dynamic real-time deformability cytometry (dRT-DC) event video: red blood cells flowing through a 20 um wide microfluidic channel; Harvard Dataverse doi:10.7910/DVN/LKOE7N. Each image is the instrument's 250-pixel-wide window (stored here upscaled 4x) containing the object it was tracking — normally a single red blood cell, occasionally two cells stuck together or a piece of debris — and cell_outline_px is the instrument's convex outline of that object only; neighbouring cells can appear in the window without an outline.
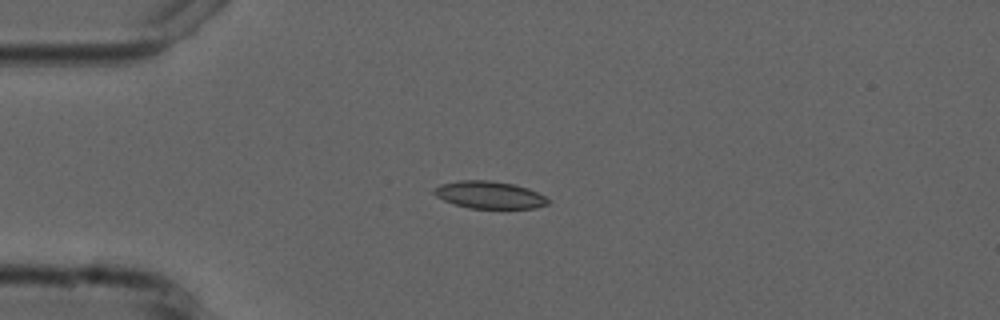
{"species": "common noctule bat (a hibernating species)", "species_latin": "Nyctalus noctula", "temperature_condition": "cold", "stored_images_in_passage": 8, "camera_frame_rate_fps": 3000, "um_per_image_px": 0.085, "animal": {"sex": "male", "forearm_length_mm": 52.5}, "frame": {"image": 1, "passage_image": 4, "time_ms": 4.333, "image_size_px": [1000, 320], "cell_outline_px": [[548, 204], [536, 208], [468, 208], [444, 200], [436, 196], [432, 192], [432, 188], [440, 184], [460, 180], [492, 180], [512, 184], [528, 188], [544, 196], [548, 200]], "centroid_in_image_um": [41.56, 16.56], "position_along_channel_um": 43.4, "area_um2": 18.09}}
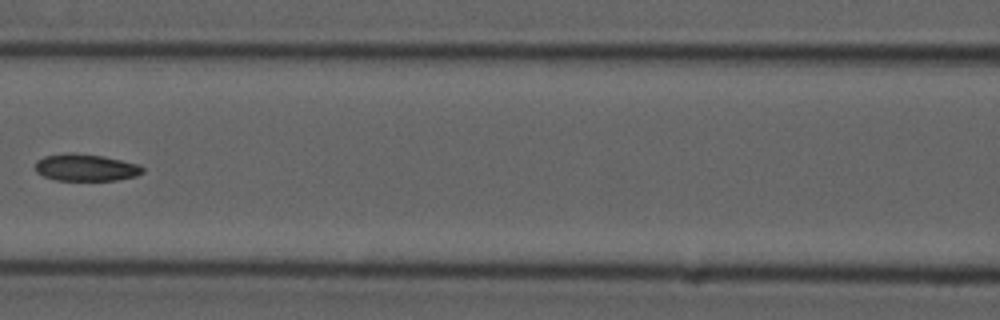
{"frame": {"image": 2, "passage_image": 7, "time_ms": 8.0, "image_size_px": [1000, 320], "cell_outline_px": [[144, 172], [136, 176], [116, 180], [56, 180], [44, 176], [36, 172], [36, 160], [44, 156], [68, 152], [72, 152], [104, 156], [140, 164], [144, 168]], "centroid_in_image_um": [7.31, 14.23], "position_along_channel_um": 159.3, "area_um2": 17.05}}
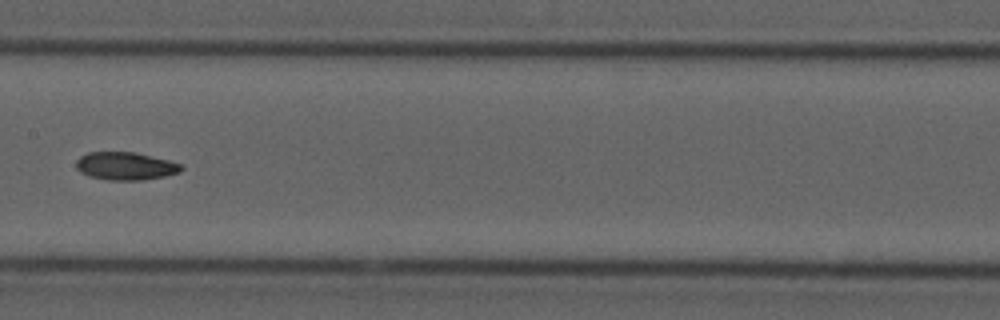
{"frame": {"image": 3, "passage_image": 8, "time_ms": 9.0, "image_size_px": [1000, 320], "cell_outline_px": [[184, 168], [180, 172], [164, 176], [144, 180], [108, 180], [88, 176], [80, 172], [76, 168], [76, 160], [80, 156], [88, 152], [136, 152], [168, 160], [180, 164]], "centroid_in_image_um": [10.65, 14.11], "position_along_channel_um": 196.8, "area_um2": 17.17}}